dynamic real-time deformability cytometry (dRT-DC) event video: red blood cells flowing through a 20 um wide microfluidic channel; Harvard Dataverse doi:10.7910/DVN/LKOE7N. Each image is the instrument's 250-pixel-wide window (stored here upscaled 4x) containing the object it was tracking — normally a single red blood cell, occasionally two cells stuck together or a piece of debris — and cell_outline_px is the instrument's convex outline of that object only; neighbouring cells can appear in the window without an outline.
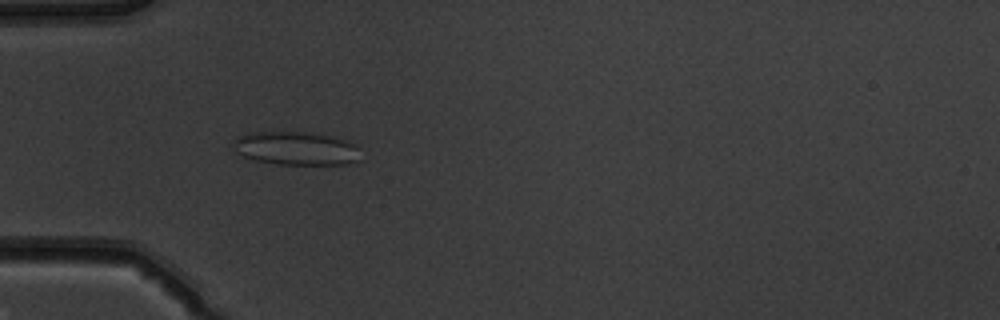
{"species": "common noctule bat (a hibernating species)", "species_latin": "Nyctalus noctula", "temperature_condition": "warm", "stored_images_in_passage": 45, "camera_frame_rate_fps": 3000, "um_per_image_px": 0.085, "animal": {"sex": "male", "body_mass_g": 19.5, "forearm_length_mm": 54.6}, "frame": {"image": 1, "passage_image": 10, "time_ms": 3.0, "image_size_px": [1000, 320], "cell_outline_px": [[360, 160], [348, 164], [276, 164], [256, 160], [244, 156], [236, 152], [232, 144], [236, 136], [248, 132], [312, 132], [348, 140], [356, 144], [360, 148]], "centroid_in_image_um": [25.19, 12.6], "position_along_channel_um": 59.8, "area_um2": 25.14}}
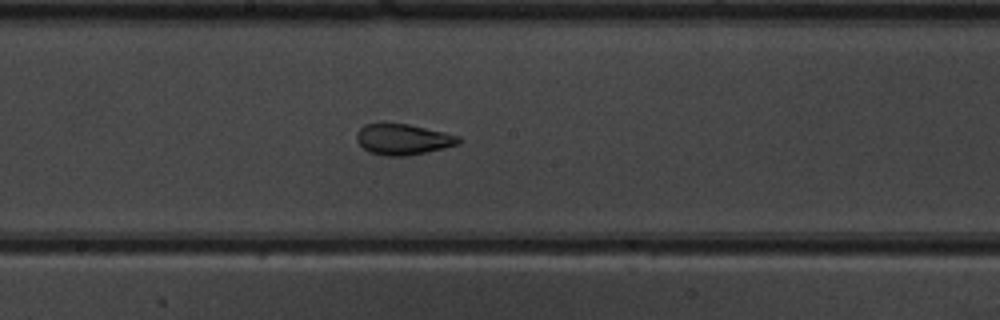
{"frame": {"image": 2, "passage_image": 22, "time_ms": 7.0, "image_size_px": [1000, 320], "cell_outline_px": [[464, 140], [460, 144], [444, 148], [404, 156], [384, 156], [368, 152], [356, 140], [356, 132], [364, 124], [380, 120], [384, 120], [408, 124], [444, 132], [460, 136]], "centroid_in_image_um": [34.22, 11.8], "position_along_channel_um": 214.0, "area_um2": 19.02}}
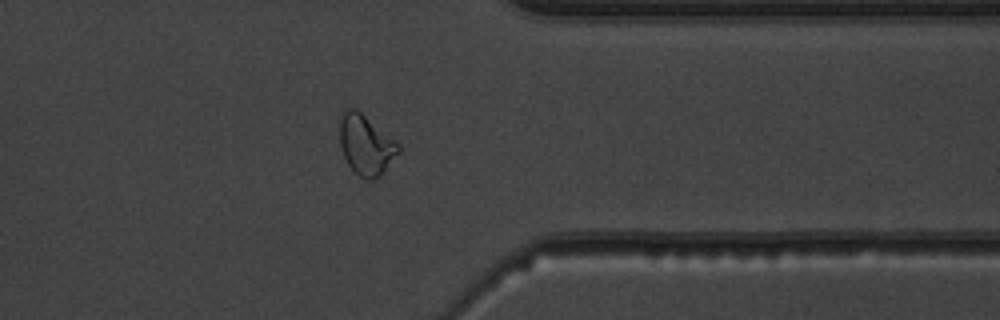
{"frame": {"image": 3, "passage_image": 35, "time_ms": 11.333, "image_size_px": [1000, 320], "cell_outline_px": [[400, 152], [380, 176], [368, 180], [364, 180], [348, 164], [340, 148], [340, 120], [344, 112], [348, 108], [356, 108], [400, 144]], "centroid_in_image_um": [31.11, 12.32], "position_along_channel_um": 380.3, "area_um2": 20.4}, "authors_computed_cell_mechanics": {"area_um2": 20.4034, "velocity_mm_per_s": 3.971, "shape_relaxation_time_tau1_ms": 8.8483, "shape_relaxation_time_tau2_ms": 1.0228, "deformation_change_tau1": 0.1892, "deformation_change_tau2": 0.0782}}